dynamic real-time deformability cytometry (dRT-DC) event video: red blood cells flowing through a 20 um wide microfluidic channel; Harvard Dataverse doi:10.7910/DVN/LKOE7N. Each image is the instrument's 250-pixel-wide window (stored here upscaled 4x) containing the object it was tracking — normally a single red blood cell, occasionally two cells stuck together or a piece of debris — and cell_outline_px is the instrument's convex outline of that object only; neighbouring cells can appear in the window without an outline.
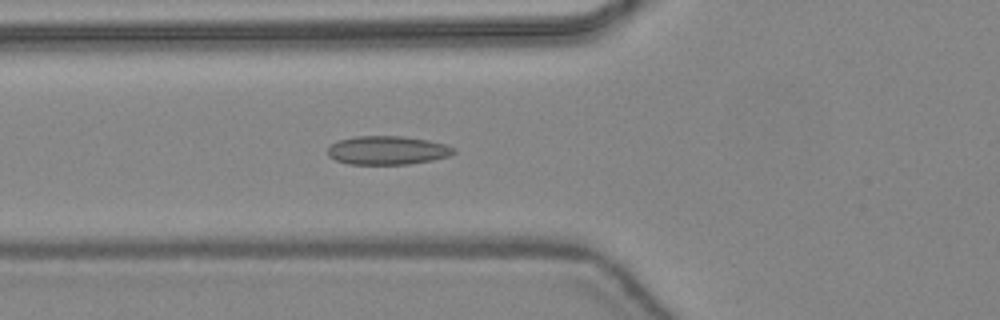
{"species": "common noctule bat (a hibernating species)", "species_latin": "Nyctalus noctula", "temperature_condition": "warm", "stored_images_in_passage": 42, "camera_frame_rate_fps": 3000, "um_per_image_px": 0.085, "animal": {"sex": "female", "body_mass_g": 24.6, "forearm_length_mm": 56.2}, "frame": {"image": 1, "passage_image": 13, "time_ms": 4.0, "image_size_px": [1000, 320], "cell_outline_px": [[456, 152], [448, 156], [432, 160], [408, 164], [348, 164], [336, 160], [328, 156], [328, 148], [336, 140], [356, 136], [404, 136], [428, 140], [448, 144], [456, 148]], "centroid_in_image_um": [32.95, 12.77], "position_along_channel_um": 92.9, "area_um2": 21.21}}
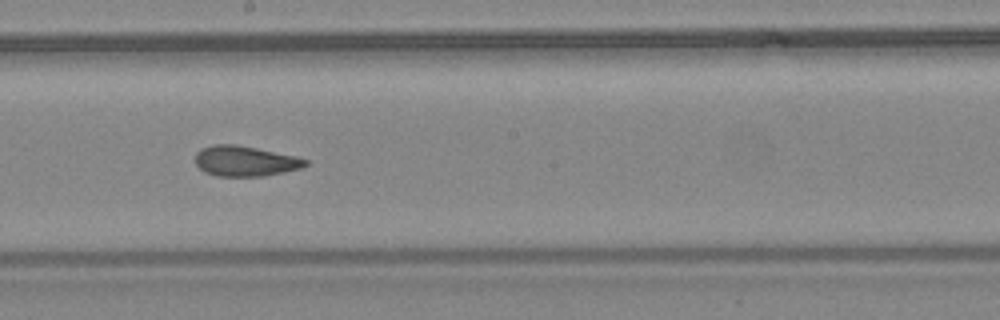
{"frame": {"image": 2, "passage_image": 22, "time_ms": 7.0, "image_size_px": [1000, 320], "cell_outline_px": [[308, 164], [300, 168], [284, 172], [264, 176], [216, 176], [204, 172], [196, 164], [196, 152], [200, 148], [212, 144], [236, 144], [296, 156], [308, 160]], "centroid_in_image_um": [20.81, 13.68], "position_along_channel_um": 227.4, "area_um2": 19.54}}
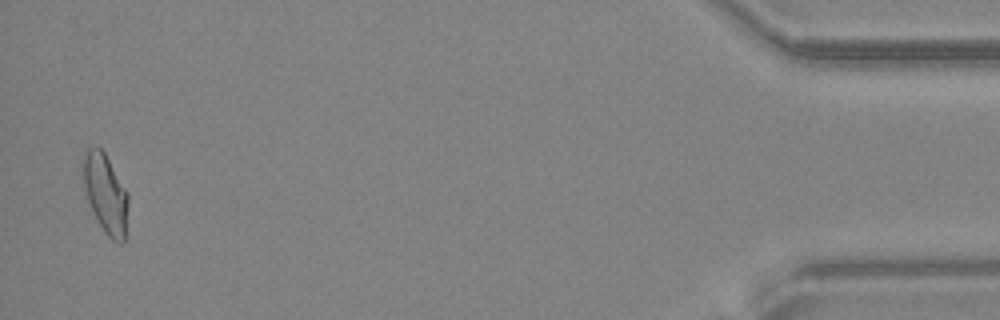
{"frame": {"image": 3, "passage_image": 41, "time_ms": 13.333, "image_size_px": [1000, 320], "cell_outline_px": [[128, 204], [124, 240], [120, 244], [112, 240], [104, 232], [88, 200], [84, 188], [80, 164], [80, 160], [88, 148], [100, 148], [104, 152], [128, 192]], "centroid_in_image_um": [8.95, 16.42], "position_along_channel_um": 426.3, "area_um2": 20.81}, "authors_computed_cell_mechanics": {"area_um2": 20.1144, "velocity_mm_per_s": 4.4636, "shape_relaxation_time_tau1_ms": null, "shape_relaxation_time_tau2_ms": 1.9093, "deformation_change_tau1": null, "deformation_change_tau2": 0.0779}}